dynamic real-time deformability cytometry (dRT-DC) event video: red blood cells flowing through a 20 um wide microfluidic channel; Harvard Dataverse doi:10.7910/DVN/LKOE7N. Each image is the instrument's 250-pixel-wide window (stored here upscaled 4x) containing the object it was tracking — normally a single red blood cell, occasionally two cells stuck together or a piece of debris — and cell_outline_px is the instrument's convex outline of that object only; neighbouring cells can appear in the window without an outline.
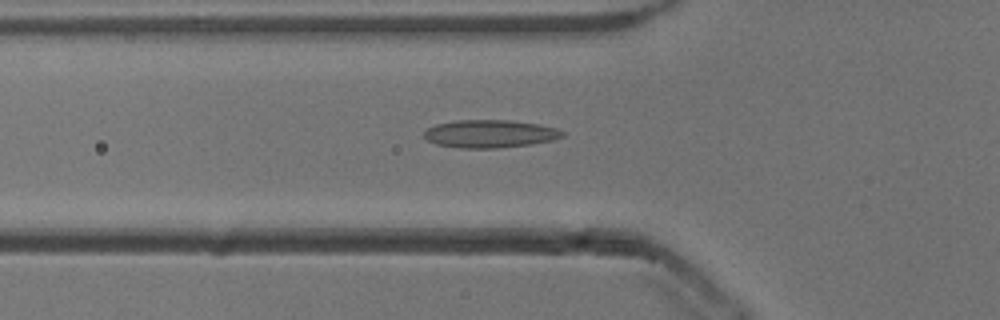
{"species": "common noctule bat (a hibernating species)", "species_latin": "Nyctalus noctula", "temperature_condition": "cold", "stored_images_in_passage": 36, "camera_frame_rate_fps": 3000, "um_per_image_px": 0.085, "animal": {"sex": "male", "body_mass_g": 13.3}, "frame": {"image": 1, "passage_image": 7, "time_ms": 2.0, "image_size_px": [1000, 320], "cell_outline_px": [[564, 136], [552, 140], [532, 144], [496, 148], [460, 148], [436, 144], [428, 140], [424, 136], [424, 132], [428, 128], [436, 124], [456, 120], [508, 120], [536, 124], [556, 128], [564, 132]], "centroid_in_image_um": [41.63, 11.37], "position_along_channel_um": 84.2, "area_um2": 22.31}}
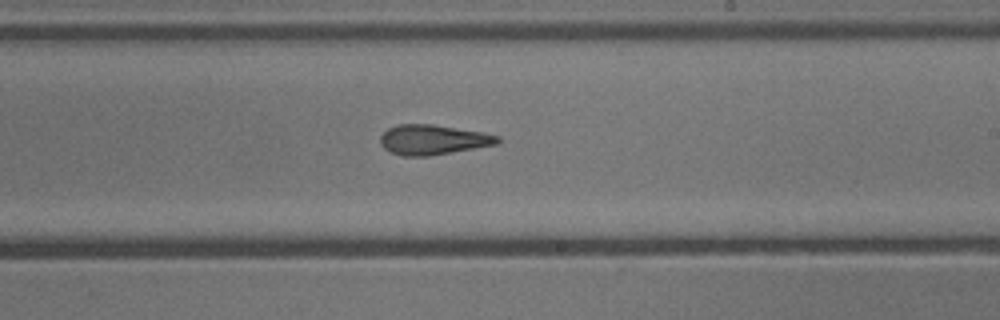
{"frame": {"image": 2, "passage_image": 20, "time_ms": 6.333, "image_size_px": [1000, 320], "cell_outline_px": [[500, 140], [496, 144], [428, 156], [404, 156], [392, 152], [384, 148], [380, 144], [380, 136], [388, 128], [396, 124], [432, 124], [484, 132], [500, 136]], "centroid_in_image_um": [36.78, 11.86], "position_along_channel_um": 252.2, "area_um2": 20.35}}
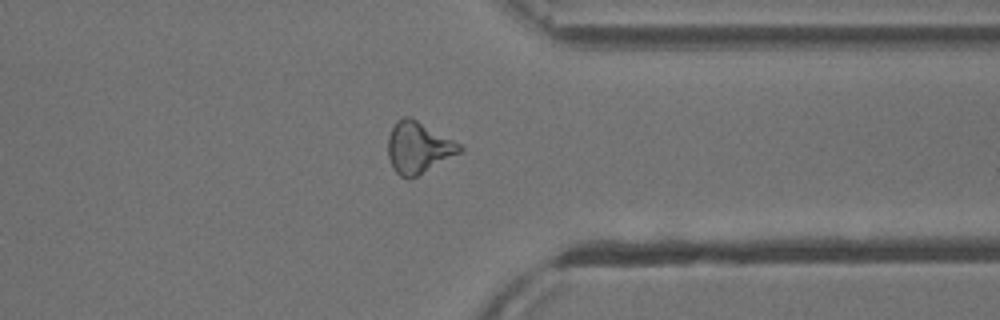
{"frame": {"image": 3, "passage_image": 30, "time_ms": 9.667, "image_size_px": [1000, 320], "cell_outline_px": [[464, 152], [408, 180], [400, 176], [392, 168], [388, 156], [388, 136], [396, 120], [404, 116], [412, 116], [460, 144], [464, 148]], "centroid_in_image_um": [35.57, 12.54], "position_along_channel_um": 375.8, "area_um2": 21.85}, "authors_computed_cell_mechanics": {"area_um2": 20.5768, "velocity_mm_per_s": 3.8562, "shape_relaxation_time_tau1_ms": null, "shape_relaxation_time_tau2_ms": 4.4448, "deformation_change_tau1": null, "deformation_change_tau2": 0.1362}}